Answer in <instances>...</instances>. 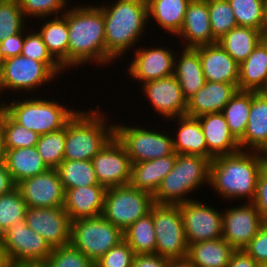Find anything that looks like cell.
<instances>
[{
	"mask_svg": "<svg viewBox=\"0 0 267 267\" xmlns=\"http://www.w3.org/2000/svg\"><path fill=\"white\" fill-rule=\"evenodd\" d=\"M177 122L175 134L173 132V148L177 154L199 155L208 158V146L196 117L187 115L165 120ZM174 120V121H173Z\"/></svg>",
	"mask_w": 267,
	"mask_h": 267,
	"instance_id": "484cf974",
	"label": "cell"
},
{
	"mask_svg": "<svg viewBox=\"0 0 267 267\" xmlns=\"http://www.w3.org/2000/svg\"><path fill=\"white\" fill-rule=\"evenodd\" d=\"M261 267L267 265V224H264L243 249Z\"/></svg>",
	"mask_w": 267,
	"mask_h": 267,
	"instance_id": "c3c4849f",
	"label": "cell"
},
{
	"mask_svg": "<svg viewBox=\"0 0 267 267\" xmlns=\"http://www.w3.org/2000/svg\"><path fill=\"white\" fill-rule=\"evenodd\" d=\"M1 237L11 263H45L52 251L45 239L27 226L25 219L9 227Z\"/></svg>",
	"mask_w": 267,
	"mask_h": 267,
	"instance_id": "7c38bea8",
	"label": "cell"
},
{
	"mask_svg": "<svg viewBox=\"0 0 267 267\" xmlns=\"http://www.w3.org/2000/svg\"><path fill=\"white\" fill-rule=\"evenodd\" d=\"M25 220L27 226L41 235L51 248L70 245L71 221L63 206L27 207Z\"/></svg>",
	"mask_w": 267,
	"mask_h": 267,
	"instance_id": "2e32d148",
	"label": "cell"
},
{
	"mask_svg": "<svg viewBox=\"0 0 267 267\" xmlns=\"http://www.w3.org/2000/svg\"><path fill=\"white\" fill-rule=\"evenodd\" d=\"M177 154L132 164L130 185L154 195L163 178L173 169Z\"/></svg>",
	"mask_w": 267,
	"mask_h": 267,
	"instance_id": "83f0119b",
	"label": "cell"
},
{
	"mask_svg": "<svg viewBox=\"0 0 267 267\" xmlns=\"http://www.w3.org/2000/svg\"><path fill=\"white\" fill-rule=\"evenodd\" d=\"M261 42L267 44V0L263 6L262 22L259 28Z\"/></svg>",
	"mask_w": 267,
	"mask_h": 267,
	"instance_id": "11a10c76",
	"label": "cell"
},
{
	"mask_svg": "<svg viewBox=\"0 0 267 267\" xmlns=\"http://www.w3.org/2000/svg\"><path fill=\"white\" fill-rule=\"evenodd\" d=\"M252 105V91L238 90L222 110L230 132L239 140L245 132L250 108Z\"/></svg>",
	"mask_w": 267,
	"mask_h": 267,
	"instance_id": "d590c367",
	"label": "cell"
},
{
	"mask_svg": "<svg viewBox=\"0 0 267 267\" xmlns=\"http://www.w3.org/2000/svg\"><path fill=\"white\" fill-rule=\"evenodd\" d=\"M217 42L240 65L261 42V39L259 30L236 26Z\"/></svg>",
	"mask_w": 267,
	"mask_h": 267,
	"instance_id": "836d02e7",
	"label": "cell"
},
{
	"mask_svg": "<svg viewBox=\"0 0 267 267\" xmlns=\"http://www.w3.org/2000/svg\"><path fill=\"white\" fill-rule=\"evenodd\" d=\"M64 191L98 184L91 160H63L56 168Z\"/></svg>",
	"mask_w": 267,
	"mask_h": 267,
	"instance_id": "e575fe53",
	"label": "cell"
},
{
	"mask_svg": "<svg viewBox=\"0 0 267 267\" xmlns=\"http://www.w3.org/2000/svg\"><path fill=\"white\" fill-rule=\"evenodd\" d=\"M153 195L129 185L107 188L102 216L123 231L150 213Z\"/></svg>",
	"mask_w": 267,
	"mask_h": 267,
	"instance_id": "9c48e42d",
	"label": "cell"
},
{
	"mask_svg": "<svg viewBox=\"0 0 267 267\" xmlns=\"http://www.w3.org/2000/svg\"><path fill=\"white\" fill-rule=\"evenodd\" d=\"M4 163L16 185L22 180L41 174L49 169L39 155L36 146L5 149Z\"/></svg>",
	"mask_w": 267,
	"mask_h": 267,
	"instance_id": "1f68e13d",
	"label": "cell"
},
{
	"mask_svg": "<svg viewBox=\"0 0 267 267\" xmlns=\"http://www.w3.org/2000/svg\"><path fill=\"white\" fill-rule=\"evenodd\" d=\"M265 167L261 152L243 151L216 156L210 163L209 187L226 201L252 202L257 179Z\"/></svg>",
	"mask_w": 267,
	"mask_h": 267,
	"instance_id": "3957f363",
	"label": "cell"
},
{
	"mask_svg": "<svg viewBox=\"0 0 267 267\" xmlns=\"http://www.w3.org/2000/svg\"><path fill=\"white\" fill-rule=\"evenodd\" d=\"M27 204L16 187L0 195V236L12 225L25 219Z\"/></svg>",
	"mask_w": 267,
	"mask_h": 267,
	"instance_id": "ab89813d",
	"label": "cell"
},
{
	"mask_svg": "<svg viewBox=\"0 0 267 267\" xmlns=\"http://www.w3.org/2000/svg\"><path fill=\"white\" fill-rule=\"evenodd\" d=\"M16 187L27 207L49 208L64 205L65 191L56 169L20 181Z\"/></svg>",
	"mask_w": 267,
	"mask_h": 267,
	"instance_id": "d6986e66",
	"label": "cell"
},
{
	"mask_svg": "<svg viewBox=\"0 0 267 267\" xmlns=\"http://www.w3.org/2000/svg\"><path fill=\"white\" fill-rule=\"evenodd\" d=\"M32 28L33 31L31 32L27 31L28 29H25V39L23 42L21 55L44 63L56 76H60L61 73L65 72V70L51 56L43 42L42 36L37 30L34 32V27Z\"/></svg>",
	"mask_w": 267,
	"mask_h": 267,
	"instance_id": "60d3db41",
	"label": "cell"
},
{
	"mask_svg": "<svg viewBox=\"0 0 267 267\" xmlns=\"http://www.w3.org/2000/svg\"><path fill=\"white\" fill-rule=\"evenodd\" d=\"M184 48L216 43L211 30L207 0H191L186 8L183 25L176 35Z\"/></svg>",
	"mask_w": 267,
	"mask_h": 267,
	"instance_id": "ffe728a7",
	"label": "cell"
},
{
	"mask_svg": "<svg viewBox=\"0 0 267 267\" xmlns=\"http://www.w3.org/2000/svg\"><path fill=\"white\" fill-rule=\"evenodd\" d=\"M263 161L265 163V166H267V146L264 148V150L261 152Z\"/></svg>",
	"mask_w": 267,
	"mask_h": 267,
	"instance_id": "94428289",
	"label": "cell"
},
{
	"mask_svg": "<svg viewBox=\"0 0 267 267\" xmlns=\"http://www.w3.org/2000/svg\"><path fill=\"white\" fill-rule=\"evenodd\" d=\"M182 48L180 47L181 52H177L179 55L175 57L174 76L184 98L188 100L203 87L205 78L198 51L195 48H184L183 45Z\"/></svg>",
	"mask_w": 267,
	"mask_h": 267,
	"instance_id": "4316f807",
	"label": "cell"
},
{
	"mask_svg": "<svg viewBox=\"0 0 267 267\" xmlns=\"http://www.w3.org/2000/svg\"><path fill=\"white\" fill-rule=\"evenodd\" d=\"M4 57L1 55V48H0V73L2 72L3 65H4Z\"/></svg>",
	"mask_w": 267,
	"mask_h": 267,
	"instance_id": "be15d7a7",
	"label": "cell"
},
{
	"mask_svg": "<svg viewBox=\"0 0 267 267\" xmlns=\"http://www.w3.org/2000/svg\"><path fill=\"white\" fill-rule=\"evenodd\" d=\"M267 88V44L260 42L239 65L238 89L265 92Z\"/></svg>",
	"mask_w": 267,
	"mask_h": 267,
	"instance_id": "f1b7e54d",
	"label": "cell"
},
{
	"mask_svg": "<svg viewBox=\"0 0 267 267\" xmlns=\"http://www.w3.org/2000/svg\"><path fill=\"white\" fill-rule=\"evenodd\" d=\"M38 28V33L42 36L51 56L68 70V43L69 29L67 24V10L60 16L53 19L43 20Z\"/></svg>",
	"mask_w": 267,
	"mask_h": 267,
	"instance_id": "f546056e",
	"label": "cell"
},
{
	"mask_svg": "<svg viewBox=\"0 0 267 267\" xmlns=\"http://www.w3.org/2000/svg\"><path fill=\"white\" fill-rule=\"evenodd\" d=\"M88 110H78L66 125L64 160H92L114 137L113 121L109 123L104 111Z\"/></svg>",
	"mask_w": 267,
	"mask_h": 267,
	"instance_id": "277c9868",
	"label": "cell"
},
{
	"mask_svg": "<svg viewBox=\"0 0 267 267\" xmlns=\"http://www.w3.org/2000/svg\"><path fill=\"white\" fill-rule=\"evenodd\" d=\"M27 21L20 9L18 0H5L0 3V43L12 35L20 33Z\"/></svg>",
	"mask_w": 267,
	"mask_h": 267,
	"instance_id": "7bdbcfd3",
	"label": "cell"
},
{
	"mask_svg": "<svg viewBox=\"0 0 267 267\" xmlns=\"http://www.w3.org/2000/svg\"><path fill=\"white\" fill-rule=\"evenodd\" d=\"M11 261L6 252L4 242L0 236V267H11Z\"/></svg>",
	"mask_w": 267,
	"mask_h": 267,
	"instance_id": "6f0895ef",
	"label": "cell"
},
{
	"mask_svg": "<svg viewBox=\"0 0 267 267\" xmlns=\"http://www.w3.org/2000/svg\"><path fill=\"white\" fill-rule=\"evenodd\" d=\"M210 163L203 156L177 154L173 169L153 195L154 203L179 205L194 200L190 193L209 185Z\"/></svg>",
	"mask_w": 267,
	"mask_h": 267,
	"instance_id": "5b68a950",
	"label": "cell"
},
{
	"mask_svg": "<svg viewBox=\"0 0 267 267\" xmlns=\"http://www.w3.org/2000/svg\"><path fill=\"white\" fill-rule=\"evenodd\" d=\"M135 253L129 244L123 240L120 244L112 247L95 263V267H132Z\"/></svg>",
	"mask_w": 267,
	"mask_h": 267,
	"instance_id": "7dc6e473",
	"label": "cell"
},
{
	"mask_svg": "<svg viewBox=\"0 0 267 267\" xmlns=\"http://www.w3.org/2000/svg\"><path fill=\"white\" fill-rule=\"evenodd\" d=\"M91 161L98 184L106 188L130 184L132 162L125 148L115 136Z\"/></svg>",
	"mask_w": 267,
	"mask_h": 267,
	"instance_id": "5bb4252c",
	"label": "cell"
},
{
	"mask_svg": "<svg viewBox=\"0 0 267 267\" xmlns=\"http://www.w3.org/2000/svg\"><path fill=\"white\" fill-rule=\"evenodd\" d=\"M20 9L27 18L43 20L62 15L68 9V0H18Z\"/></svg>",
	"mask_w": 267,
	"mask_h": 267,
	"instance_id": "ee69618b",
	"label": "cell"
},
{
	"mask_svg": "<svg viewBox=\"0 0 267 267\" xmlns=\"http://www.w3.org/2000/svg\"><path fill=\"white\" fill-rule=\"evenodd\" d=\"M25 39V28L18 34L6 38L0 43L1 55L4 59L21 55L23 42Z\"/></svg>",
	"mask_w": 267,
	"mask_h": 267,
	"instance_id": "f907efd6",
	"label": "cell"
},
{
	"mask_svg": "<svg viewBox=\"0 0 267 267\" xmlns=\"http://www.w3.org/2000/svg\"><path fill=\"white\" fill-rule=\"evenodd\" d=\"M168 258L157 254H135L132 267H166Z\"/></svg>",
	"mask_w": 267,
	"mask_h": 267,
	"instance_id": "816d5d0a",
	"label": "cell"
},
{
	"mask_svg": "<svg viewBox=\"0 0 267 267\" xmlns=\"http://www.w3.org/2000/svg\"><path fill=\"white\" fill-rule=\"evenodd\" d=\"M2 96L1 90H0V97ZM1 100V98H0ZM5 111V102L4 101H0V116L2 115V113Z\"/></svg>",
	"mask_w": 267,
	"mask_h": 267,
	"instance_id": "6125c7cd",
	"label": "cell"
},
{
	"mask_svg": "<svg viewBox=\"0 0 267 267\" xmlns=\"http://www.w3.org/2000/svg\"><path fill=\"white\" fill-rule=\"evenodd\" d=\"M11 267H46L45 263H12Z\"/></svg>",
	"mask_w": 267,
	"mask_h": 267,
	"instance_id": "680465c9",
	"label": "cell"
},
{
	"mask_svg": "<svg viewBox=\"0 0 267 267\" xmlns=\"http://www.w3.org/2000/svg\"><path fill=\"white\" fill-rule=\"evenodd\" d=\"M240 150L262 152L267 146V93L252 91V105Z\"/></svg>",
	"mask_w": 267,
	"mask_h": 267,
	"instance_id": "d4e9b609",
	"label": "cell"
},
{
	"mask_svg": "<svg viewBox=\"0 0 267 267\" xmlns=\"http://www.w3.org/2000/svg\"><path fill=\"white\" fill-rule=\"evenodd\" d=\"M222 210V238L235 250H243L264 225L251 202Z\"/></svg>",
	"mask_w": 267,
	"mask_h": 267,
	"instance_id": "9a60e30c",
	"label": "cell"
},
{
	"mask_svg": "<svg viewBox=\"0 0 267 267\" xmlns=\"http://www.w3.org/2000/svg\"><path fill=\"white\" fill-rule=\"evenodd\" d=\"M33 97L10 99L7 100L8 104L5 101V112L16 123L38 135L64 128L78 111L76 108H67L69 105H61L56 99L50 101L45 97L38 99L37 95Z\"/></svg>",
	"mask_w": 267,
	"mask_h": 267,
	"instance_id": "8992f818",
	"label": "cell"
},
{
	"mask_svg": "<svg viewBox=\"0 0 267 267\" xmlns=\"http://www.w3.org/2000/svg\"><path fill=\"white\" fill-rule=\"evenodd\" d=\"M55 78L57 76L44 63L17 55L4 61L0 73V90L1 93L7 90L10 93L23 91L26 95L27 92L30 94L40 86L53 82Z\"/></svg>",
	"mask_w": 267,
	"mask_h": 267,
	"instance_id": "8fae6325",
	"label": "cell"
},
{
	"mask_svg": "<svg viewBox=\"0 0 267 267\" xmlns=\"http://www.w3.org/2000/svg\"><path fill=\"white\" fill-rule=\"evenodd\" d=\"M236 250L223 238L190 244L187 257L194 267H227Z\"/></svg>",
	"mask_w": 267,
	"mask_h": 267,
	"instance_id": "4dcf8cb0",
	"label": "cell"
},
{
	"mask_svg": "<svg viewBox=\"0 0 267 267\" xmlns=\"http://www.w3.org/2000/svg\"><path fill=\"white\" fill-rule=\"evenodd\" d=\"M5 161V148H4V137L2 130L0 128V163Z\"/></svg>",
	"mask_w": 267,
	"mask_h": 267,
	"instance_id": "91938a15",
	"label": "cell"
},
{
	"mask_svg": "<svg viewBox=\"0 0 267 267\" xmlns=\"http://www.w3.org/2000/svg\"><path fill=\"white\" fill-rule=\"evenodd\" d=\"M124 240V231L102 215L71 222L70 245L93 263Z\"/></svg>",
	"mask_w": 267,
	"mask_h": 267,
	"instance_id": "52a82bcc",
	"label": "cell"
},
{
	"mask_svg": "<svg viewBox=\"0 0 267 267\" xmlns=\"http://www.w3.org/2000/svg\"><path fill=\"white\" fill-rule=\"evenodd\" d=\"M143 96L151 103L152 110L164 119L186 115L187 100L174 75L141 84Z\"/></svg>",
	"mask_w": 267,
	"mask_h": 267,
	"instance_id": "ac0fdd59",
	"label": "cell"
},
{
	"mask_svg": "<svg viewBox=\"0 0 267 267\" xmlns=\"http://www.w3.org/2000/svg\"><path fill=\"white\" fill-rule=\"evenodd\" d=\"M99 5L97 7L104 15L105 59L111 64L115 59H123L125 52H131L133 47L136 49L140 38L146 34L147 1L115 0L111 5L103 2Z\"/></svg>",
	"mask_w": 267,
	"mask_h": 267,
	"instance_id": "6da1fadb",
	"label": "cell"
},
{
	"mask_svg": "<svg viewBox=\"0 0 267 267\" xmlns=\"http://www.w3.org/2000/svg\"><path fill=\"white\" fill-rule=\"evenodd\" d=\"M213 38L218 41L237 26L228 0H207Z\"/></svg>",
	"mask_w": 267,
	"mask_h": 267,
	"instance_id": "b9f144b4",
	"label": "cell"
},
{
	"mask_svg": "<svg viewBox=\"0 0 267 267\" xmlns=\"http://www.w3.org/2000/svg\"><path fill=\"white\" fill-rule=\"evenodd\" d=\"M251 203L257 208L263 224H267V166L258 176L256 192Z\"/></svg>",
	"mask_w": 267,
	"mask_h": 267,
	"instance_id": "681fc988",
	"label": "cell"
},
{
	"mask_svg": "<svg viewBox=\"0 0 267 267\" xmlns=\"http://www.w3.org/2000/svg\"><path fill=\"white\" fill-rule=\"evenodd\" d=\"M16 188V183L7 170L5 163H0V195L8 193Z\"/></svg>",
	"mask_w": 267,
	"mask_h": 267,
	"instance_id": "db71d44e",
	"label": "cell"
},
{
	"mask_svg": "<svg viewBox=\"0 0 267 267\" xmlns=\"http://www.w3.org/2000/svg\"><path fill=\"white\" fill-rule=\"evenodd\" d=\"M197 119L208 146L210 160L216 156L230 155L240 151L239 141L230 132L227 121L221 112L205 114Z\"/></svg>",
	"mask_w": 267,
	"mask_h": 267,
	"instance_id": "cb8c5ba5",
	"label": "cell"
},
{
	"mask_svg": "<svg viewBox=\"0 0 267 267\" xmlns=\"http://www.w3.org/2000/svg\"><path fill=\"white\" fill-rule=\"evenodd\" d=\"M238 90V83L205 81L203 87L187 100L186 115L197 118L220 113Z\"/></svg>",
	"mask_w": 267,
	"mask_h": 267,
	"instance_id": "44dd1931",
	"label": "cell"
},
{
	"mask_svg": "<svg viewBox=\"0 0 267 267\" xmlns=\"http://www.w3.org/2000/svg\"><path fill=\"white\" fill-rule=\"evenodd\" d=\"M204 203L194 199L179 204L188 246L222 238V211Z\"/></svg>",
	"mask_w": 267,
	"mask_h": 267,
	"instance_id": "4fadbf2b",
	"label": "cell"
},
{
	"mask_svg": "<svg viewBox=\"0 0 267 267\" xmlns=\"http://www.w3.org/2000/svg\"><path fill=\"white\" fill-rule=\"evenodd\" d=\"M150 213L156 236L155 254L168 259L186 257L189 246L179 205L154 203Z\"/></svg>",
	"mask_w": 267,
	"mask_h": 267,
	"instance_id": "30bf717a",
	"label": "cell"
},
{
	"mask_svg": "<svg viewBox=\"0 0 267 267\" xmlns=\"http://www.w3.org/2000/svg\"><path fill=\"white\" fill-rule=\"evenodd\" d=\"M91 5L80 4L67 9L68 69L74 70L86 63L109 66L105 59L104 15L97 5Z\"/></svg>",
	"mask_w": 267,
	"mask_h": 267,
	"instance_id": "7a4b0ae2",
	"label": "cell"
},
{
	"mask_svg": "<svg viewBox=\"0 0 267 267\" xmlns=\"http://www.w3.org/2000/svg\"><path fill=\"white\" fill-rule=\"evenodd\" d=\"M195 49L199 53L205 81L238 83L239 64L218 42Z\"/></svg>",
	"mask_w": 267,
	"mask_h": 267,
	"instance_id": "7402d4cb",
	"label": "cell"
},
{
	"mask_svg": "<svg viewBox=\"0 0 267 267\" xmlns=\"http://www.w3.org/2000/svg\"><path fill=\"white\" fill-rule=\"evenodd\" d=\"M174 49L165 47H137L131 63L128 64V75L132 80L142 84L160 78L174 75L175 57L178 55Z\"/></svg>",
	"mask_w": 267,
	"mask_h": 267,
	"instance_id": "e0dca14e",
	"label": "cell"
},
{
	"mask_svg": "<svg viewBox=\"0 0 267 267\" xmlns=\"http://www.w3.org/2000/svg\"><path fill=\"white\" fill-rule=\"evenodd\" d=\"M227 267H261L244 250H236L230 259Z\"/></svg>",
	"mask_w": 267,
	"mask_h": 267,
	"instance_id": "f5cc1de1",
	"label": "cell"
},
{
	"mask_svg": "<svg viewBox=\"0 0 267 267\" xmlns=\"http://www.w3.org/2000/svg\"><path fill=\"white\" fill-rule=\"evenodd\" d=\"M119 124H114V136L125 148L132 164L177 154L168 130H153L140 124L132 127L126 126L127 123Z\"/></svg>",
	"mask_w": 267,
	"mask_h": 267,
	"instance_id": "ba28073f",
	"label": "cell"
},
{
	"mask_svg": "<svg viewBox=\"0 0 267 267\" xmlns=\"http://www.w3.org/2000/svg\"><path fill=\"white\" fill-rule=\"evenodd\" d=\"M107 188L103 185H90L67 189L63 208L70 221L102 215Z\"/></svg>",
	"mask_w": 267,
	"mask_h": 267,
	"instance_id": "603a6c76",
	"label": "cell"
},
{
	"mask_svg": "<svg viewBox=\"0 0 267 267\" xmlns=\"http://www.w3.org/2000/svg\"><path fill=\"white\" fill-rule=\"evenodd\" d=\"M166 267H194V265L186 256L184 258L168 259Z\"/></svg>",
	"mask_w": 267,
	"mask_h": 267,
	"instance_id": "9f6ffc18",
	"label": "cell"
},
{
	"mask_svg": "<svg viewBox=\"0 0 267 267\" xmlns=\"http://www.w3.org/2000/svg\"><path fill=\"white\" fill-rule=\"evenodd\" d=\"M124 240L135 254H155L156 236L152 214L148 213L125 229Z\"/></svg>",
	"mask_w": 267,
	"mask_h": 267,
	"instance_id": "8d00e7d4",
	"label": "cell"
},
{
	"mask_svg": "<svg viewBox=\"0 0 267 267\" xmlns=\"http://www.w3.org/2000/svg\"><path fill=\"white\" fill-rule=\"evenodd\" d=\"M0 128L4 137L5 149L30 148L36 146L40 136L16 123L5 111L0 116Z\"/></svg>",
	"mask_w": 267,
	"mask_h": 267,
	"instance_id": "f35d334b",
	"label": "cell"
},
{
	"mask_svg": "<svg viewBox=\"0 0 267 267\" xmlns=\"http://www.w3.org/2000/svg\"><path fill=\"white\" fill-rule=\"evenodd\" d=\"M65 141L66 126L39 136L36 148L49 169H56L64 160Z\"/></svg>",
	"mask_w": 267,
	"mask_h": 267,
	"instance_id": "74e56055",
	"label": "cell"
},
{
	"mask_svg": "<svg viewBox=\"0 0 267 267\" xmlns=\"http://www.w3.org/2000/svg\"><path fill=\"white\" fill-rule=\"evenodd\" d=\"M148 21L154 19L171 36L177 35L183 25L186 8L191 0H146ZM173 34V35H172Z\"/></svg>",
	"mask_w": 267,
	"mask_h": 267,
	"instance_id": "d6a6232c",
	"label": "cell"
},
{
	"mask_svg": "<svg viewBox=\"0 0 267 267\" xmlns=\"http://www.w3.org/2000/svg\"><path fill=\"white\" fill-rule=\"evenodd\" d=\"M45 264L46 267H95L89 258L71 245L52 248Z\"/></svg>",
	"mask_w": 267,
	"mask_h": 267,
	"instance_id": "bcb514c9",
	"label": "cell"
},
{
	"mask_svg": "<svg viewBox=\"0 0 267 267\" xmlns=\"http://www.w3.org/2000/svg\"><path fill=\"white\" fill-rule=\"evenodd\" d=\"M228 2L234 12L237 26L259 30L266 0H228Z\"/></svg>",
	"mask_w": 267,
	"mask_h": 267,
	"instance_id": "f6af8a7d",
	"label": "cell"
}]
</instances>
